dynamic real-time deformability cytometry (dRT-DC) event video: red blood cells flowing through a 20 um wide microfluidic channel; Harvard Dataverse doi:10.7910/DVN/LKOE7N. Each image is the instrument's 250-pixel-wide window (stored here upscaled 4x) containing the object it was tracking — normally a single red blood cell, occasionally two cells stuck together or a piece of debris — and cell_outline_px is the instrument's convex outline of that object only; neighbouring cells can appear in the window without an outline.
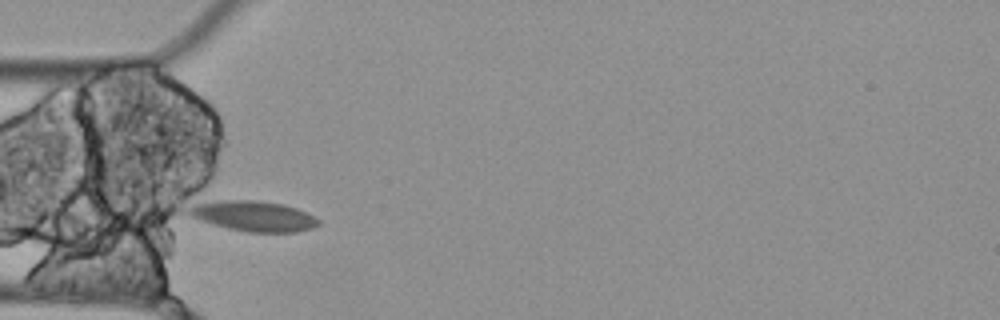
{"species": "Egyptian fruit bat (a non-hibernating species)", "species_latin": "Rousettus aegyptiacus", "temperature_condition": "cold", "stored_images_in_passage": 6, "camera_frame_rate_fps": 3000, "um_per_image_px": 0.085, "animal": {"sex": "female"}, "frame": {"image": 1, "passage_image": 2, "time_ms": 0.333, "image_size_px": [1000, 320], "cell_outline_px": [[320, 224], [312, 228], [296, 232], [248, 232], [228, 228], [200, 220], [192, 216], [188, 212], [188, 208], [196, 204], [220, 200], [256, 200], [284, 204], [296, 208], [320, 220]], "centroid_in_image_um": [21.58, 18.36], "position_along_channel_um": 63.4, "area_um2": 22.66}}
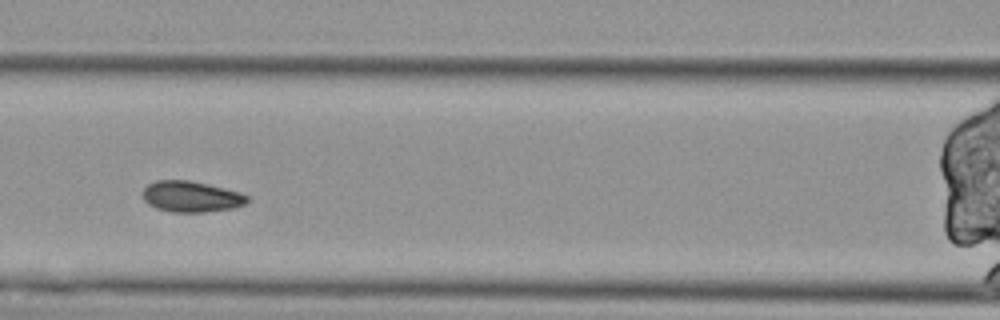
{"frame": {"image": 2, "passage_image": 4, "time_ms": 1.0, "image_size_px": [1000, 320], "cell_outline_px": [[248, 200], [244, 204], [232, 208], [204, 212], [172, 212], [156, 208], [148, 204], [144, 200], [144, 188], [148, 184], [156, 180], [188, 180], [224, 188], [240, 192], [248, 196]], "centroid_in_image_um": [16.23, 16.71], "position_along_channel_um": 150.4, "area_um2": 18.67}}
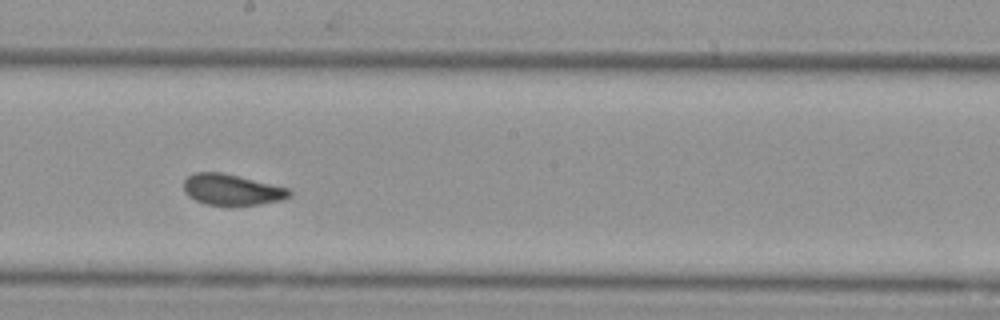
{"frame": {"image": 3, "passage_image": 6, "time_ms": 1.667, "image_size_px": [1000, 320], "cell_outline_px": [[292, 196], [284, 200], [260, 204], [204, 204], [188, 196], [184, 192], [184, 180], [188, 176], [196, 172], [220, 172], [292, 188]], "centroid_in_image_um": [19.76, 16.11], "position_along_channel_um": 228.4, "area_um2": 19.07}}